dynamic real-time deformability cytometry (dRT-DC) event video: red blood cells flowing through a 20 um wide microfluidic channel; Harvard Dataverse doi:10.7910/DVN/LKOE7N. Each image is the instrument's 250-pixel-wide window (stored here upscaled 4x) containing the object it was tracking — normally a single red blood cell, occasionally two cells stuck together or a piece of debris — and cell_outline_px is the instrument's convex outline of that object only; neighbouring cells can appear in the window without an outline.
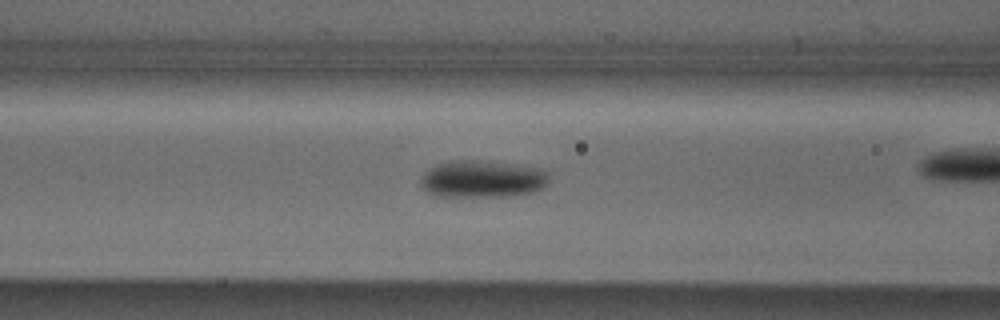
{"species": "Egyptian fruit bat (a non-hibernating species)", "species_latin": "Rousettus aegyptiacus", "temperature_condition": "cold", "stored_images_in_passage": 27, "camera_frame_rate_fps": 3000, "um_per_image_px": 0.085, "animal": {"sex": "male"}, "frame": {"image": 1, "passage_image": 5, "time_ms": 1.333, "image_size_px": [1000, 320], "cell_outline_px": [[548, 184], [544, 188], [536, 192], [508, 196], [432, 196], [424, 192], [420, 188], [420, 176], [428, 168], [436, 164], [448, 160], [488, 160], [520, 164], [548, 168]], "centroid_in_image_um": [41.01, 15.19], "position_along_channel_um": 125.6, "area_um2": 29.07}}
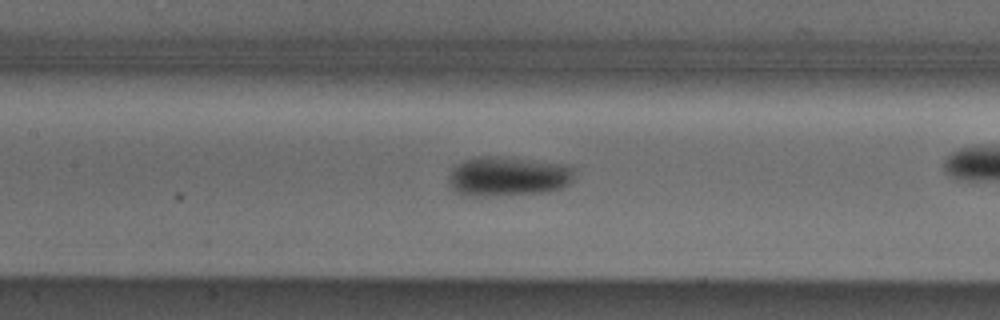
{"frame": {"image": 2, "passage_image": 8, "time_ms": 2.333, "image_size_px": [1000, 320], "cell_outline_px": [[576, 168], [572, 184], [560, 188], [544, 192], [484, 196], [472, 196], [456, 192], [448, 184], [448, 176], [464, 160], [480, 156], [488, 156], [568, 164]], "centroid_in_image_um": [43.24, 15.0], "position_along_channel_um": 164.2, "area_um2": 28.78}}